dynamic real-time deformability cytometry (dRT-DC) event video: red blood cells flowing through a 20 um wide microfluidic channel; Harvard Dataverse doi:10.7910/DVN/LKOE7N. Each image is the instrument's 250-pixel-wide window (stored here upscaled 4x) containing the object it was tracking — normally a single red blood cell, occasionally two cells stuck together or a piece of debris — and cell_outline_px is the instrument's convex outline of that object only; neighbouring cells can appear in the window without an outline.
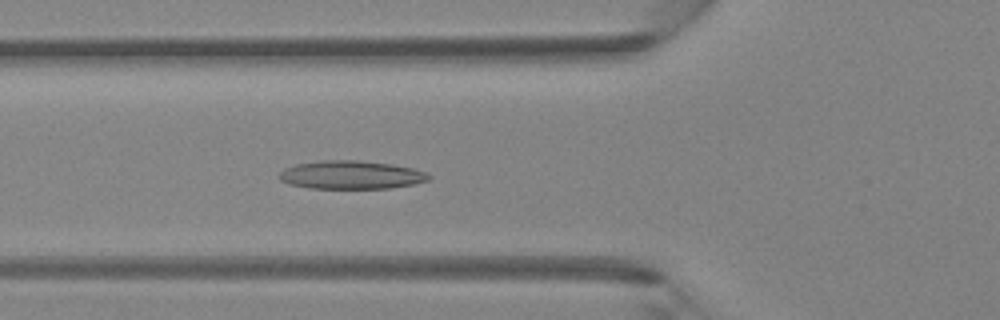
{"species": "Egyptian fruit bat (a non-hibernating species)", "species_latin": "Rousettus aegyptiacus", "temperature_condition": "room temperature", "stored_images_in_passage": 47, "camera_frame_rate_fps": 3000, "um_per_image_px": 0.085, "animal": {"sex": "female"}, "frame": {"image": 1, "passage_image": 17, "time_ms": 5.333, "image_size_px": [1000, 320], "cell_outline_px": [[432, 176], [428, 180], [416, 184], [388, 188], [308, 188], [288, 184], [280, 180], [276, 176], [284, 168], [296, 164], [320, 160], [356, 160], [392, 164], [412, 168], [428, 172]], "centroid_in_image_um": [29.83, 14.86], "position_along_channel_um": 96.0, "area_um2": 24.91}}
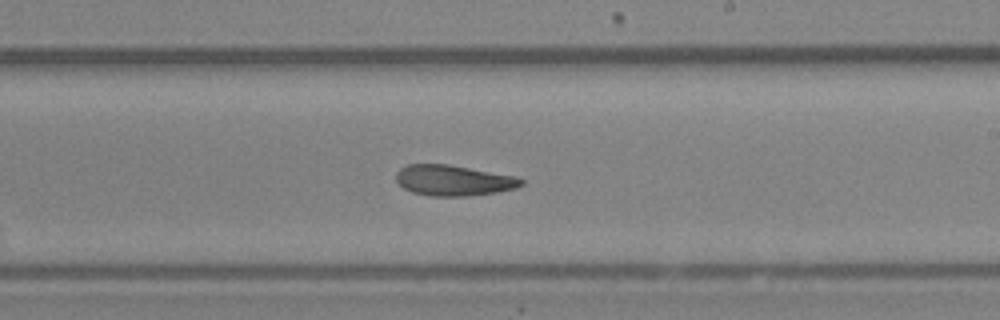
{"frame": {"image": 2, "passage_image": 28, "time_ms": 9.0, "image_size_px": [1000, 320], "cell_outline_px": [[524, 184], [516, 188], [496, 192], [464, 196], [428, 196], [412, 192], [404, 188], [396, 180], [396, 172], [400, 168], [408, 164], [448, 164], [512, 176], [524, 180]], "centroid_in_image_um": [38.5, 15.34], "position_along_channel_um": 250.5, "area_um2": 22.14}}
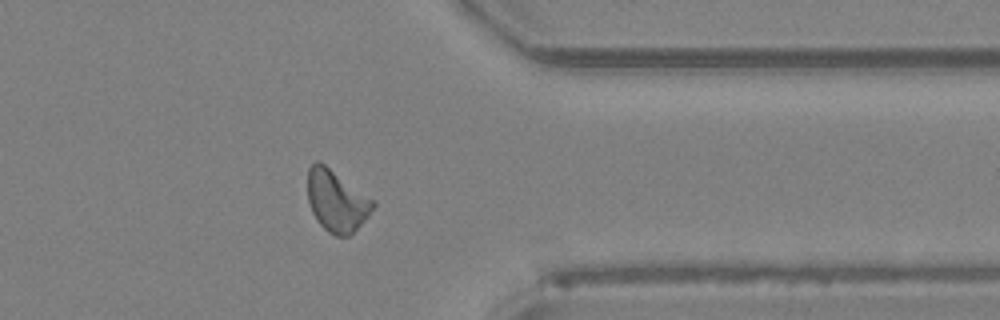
{"frame": {"image": 3, "passage_image": 38, "time_ms": 12.333, "image_size_px": [1000, 320], "cell_outline_px": [[376, 204], [368, 216], [348, 236], [336, 236], [328, 232], [316, 220], [312, 212], [308, 200], [308, 168], [316, 160], [320, 160], [376, 200]], "centroid_in_image_um": [28.62, 17.04], "position_along_channel_um": 382.8, "area_um2": 23.64}}